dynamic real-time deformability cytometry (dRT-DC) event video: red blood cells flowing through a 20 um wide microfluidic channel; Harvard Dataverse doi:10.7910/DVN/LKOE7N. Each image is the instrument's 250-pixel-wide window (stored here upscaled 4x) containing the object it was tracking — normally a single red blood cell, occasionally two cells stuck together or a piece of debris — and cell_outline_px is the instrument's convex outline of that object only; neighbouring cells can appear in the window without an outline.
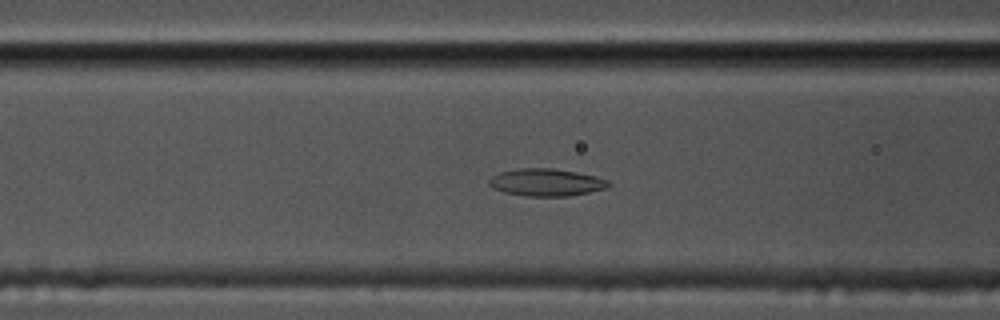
{"species": "common noctule bat (a hibernating species)", "species_latin": "Nyctalus noctula", "temperature_condition": "cold", "stored_images_in_passage": 57, "camera_frame_rate_fps": 3000, "um_per_image_px": 0.085, "animal": {"sex": "male", "body_mass_g": 17.5, "forearm_length_mm": 52.3}, "frame": {"image": 1, "passage_image": 22, "time_ms": 7.0, "image_size_px": [1000, 320], "cell_outline_px": [[612, 184], [608, 188], [568, 196], [524, 196], [504, 192], [492, 188], [488, 184], [488, 180], [492, 176], [500, 172], [516, 168], [552, 168], [576, 172], [596, 176], [608, 180]], "centroid_in_image_um": [46.42, 15.5], "position_along_channel_um": 120.2, "area_um2": 19.19}}
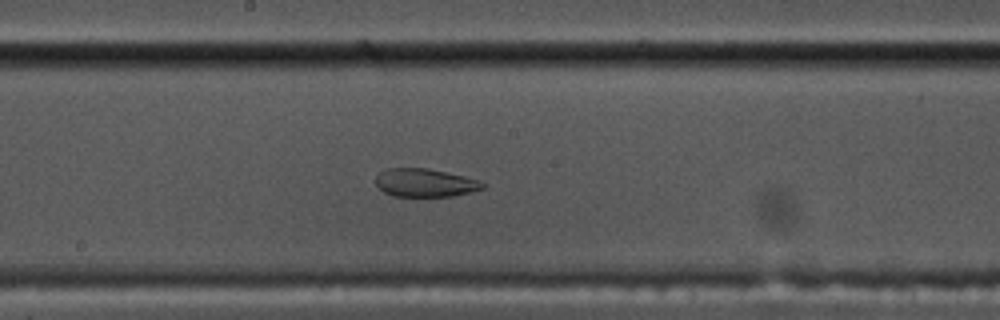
{"frame": {"image": 2, "passage_image": 30, "time_ms": 9.667, "image_size_px": [1000, 320], "cell_outline_px": [[484, 188], [472, 192], [452, 196], [392, 196], [384, 192], [376, 184], [376, 176], [384, 168], [428, 168], [464, 176], [480, 180], [484, 184]], "centroid_in_image_um": [36.12, 15.53], "position_along_channel_um": 212.1, "area_um2": 17.63}}
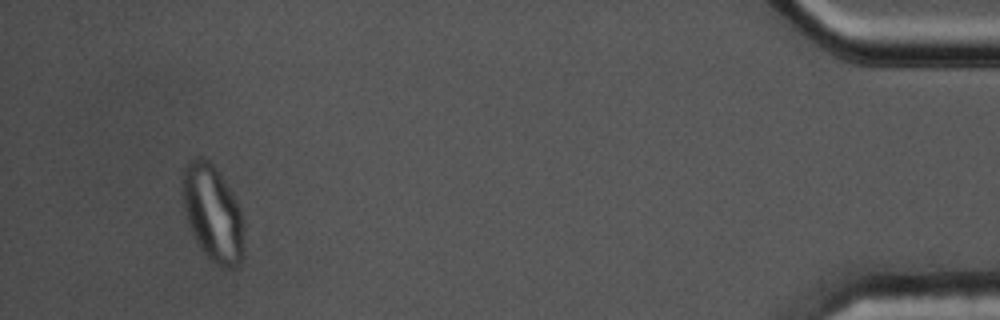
{"frame": {"image": 3, "passage_image": 54, "time_ms": 17.667, "image_size_px": [1000, 320], "cell_outline_px": [[244, 256], [236, 268], [220, 268], [200, 248], [196, 240], [188, 220], [184, 208], [180, 188], [184, 168], [188, 160], [196, 156], [204, 156], [216, 168], [232, 192], [240, 208], [244, 220]], "centroid_in_image_um": [18.1, 18.11], "position_along_channel_um": 417.1, "area_um2": 35.03}, "authors_computed_cell_mechanics": {"area_um2": 19.1896, "velocity_mm_per_s": 3.455, "shape_relaxation_time_tau1_ms": null, "shape_relaxation_time_tau2_ms": 1.9804, "deformation_change_tau1": null, "deformation_change_tau2": 0.0782}}